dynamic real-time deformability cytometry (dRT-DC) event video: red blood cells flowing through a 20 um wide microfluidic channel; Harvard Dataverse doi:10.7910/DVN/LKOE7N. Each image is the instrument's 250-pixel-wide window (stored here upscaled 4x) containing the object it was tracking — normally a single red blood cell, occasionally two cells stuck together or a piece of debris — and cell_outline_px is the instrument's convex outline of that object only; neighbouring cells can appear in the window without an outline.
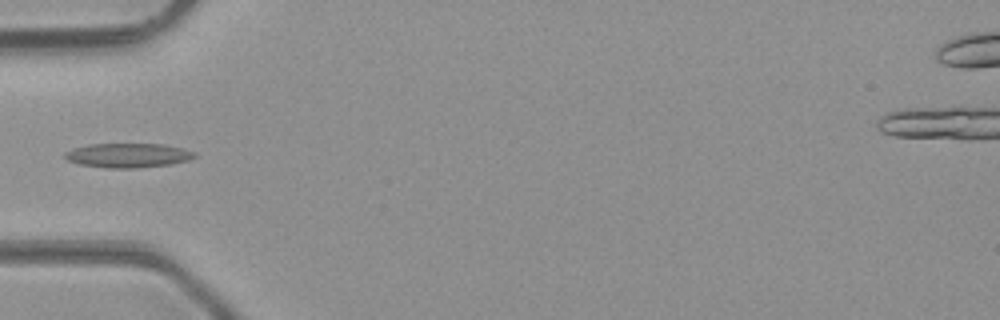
{"species": "common noctule bat (a hibernating species)", "species_latin": "Nyctalus noctula", "temperature_condition": "room temperature", "stored_images_in_passage": 29, "camera_frame_rate_fps": 3000, "um_per_image_px": 0.085, "animal": {"sex": "male", "body_mass_g": 23.1, "forearm_length_mm": 52.7}, "frame": {"image": 1, "passage_image": 1, "time_ms": 0.0, "image_size_px": [1000, 320], "cell_outline_px": [[196, 156], [188, 160], [172, 164], [136, 168], [104, 168], [80, 164], [68, 160], [64, 156], [64, 152], [72, 148], [88, 144], [164, 144], [196, 152]], "centroid_in_image_um": [10.86, 13.21], "position_along_channel_um": 74.1, "area_um2": 18.44}}
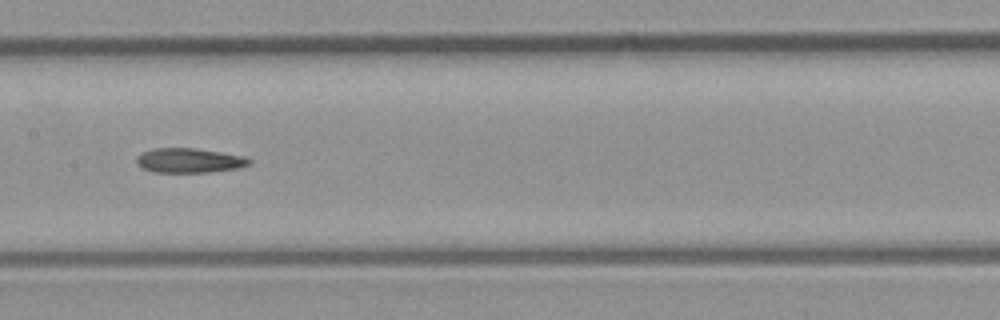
{"frame": {"image": 2, "passage_image": 9, "time_ms": 2.667, "image_size_px": [1000, 320], "cell_outline_px": [[252, 160], [248, 164], [240, 168], [208, 172], [152, 172], [140, 168], [136, 164], [136, 156], [152, 148], [196, 148], [244, 156]], "centroid_in_image_um": [16.04, 13.64], "position_along_channel_um": 191.4, "area_um2": 16.24}}
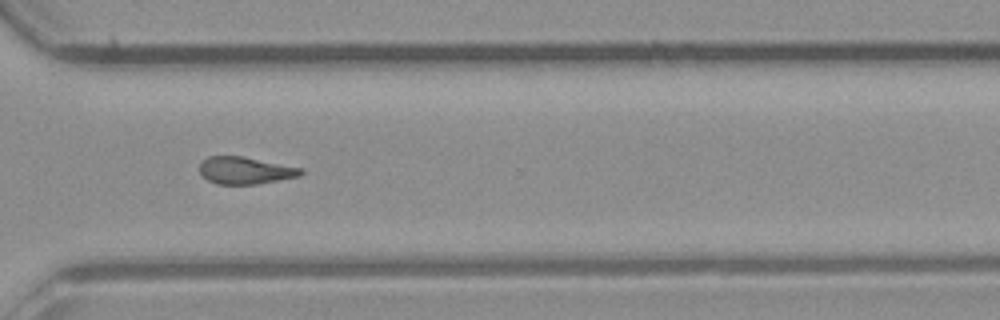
{"frame": {"image": 3, "passage_image": 20, "time_ms": 6.333, "image_size_px": [1000, 320], "cell_outline_px": [[304, 172], [300, 176], [256, 184], [216, 184], [208, 180], [200, 172], [200, 164], [208, 156], [244, 156], [304, 168]], "centroid_in_image_um": [20.88, 14.48], "position_along_channel_um": 349.7, "area_um2": 16.07}}